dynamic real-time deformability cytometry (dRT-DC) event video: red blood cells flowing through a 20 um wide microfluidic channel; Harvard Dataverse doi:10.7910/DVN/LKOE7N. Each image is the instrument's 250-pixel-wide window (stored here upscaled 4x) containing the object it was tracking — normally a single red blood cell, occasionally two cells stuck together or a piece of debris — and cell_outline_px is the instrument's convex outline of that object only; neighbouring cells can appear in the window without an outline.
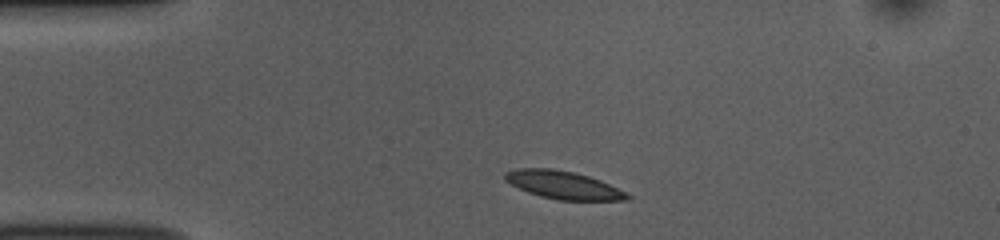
{"species": "common noctule bat (a hibernating species)", "species_latin": "Nyctalus noctula", "temperature_condition": "room temperature", "stored_images_in_passage": 42, "camera_frame_rate_fps": 3000, "um_per_image_px": 0.085, "animal": {"sex": "female", "body_mass_g": 10.0, "forearm_length_mm": 53.1}, "frame": {"image": 1, "passage_image": 1, "time_ms": 0.0, "image_size_px": [1000, 240], "cell_outline_px": [[632, 200], [560, 200], [540, 196], [528, 192], [504, 180], [504, 172], [516, 168], [552, 168], [572, 172], [588, 176], [600, 180], [632, 196]], "centroid_in_image_um": [47.86, 15.72], "position_along_channel_um": 37.1, "area_um2": 19.71}}
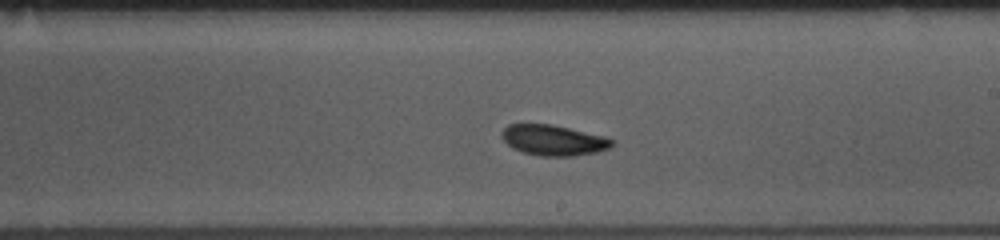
{"frame": {"image": 2, "passage_image": 20, "time_ms": 6.333, "image_size_px": [1000, 240], "cell_outline_px": [[616, 144], [608, 148], [596, 152], [572, 156], [540, 156], [524, 152], [512, 148], [500, 136], [500, 132], [508, 124], [552, 124], [604, 136], [616, 140]], "centroid_in_image_um": [47.05, 11.91], "position_along_channel_um": 242.0, "area_um2": 19.71}}
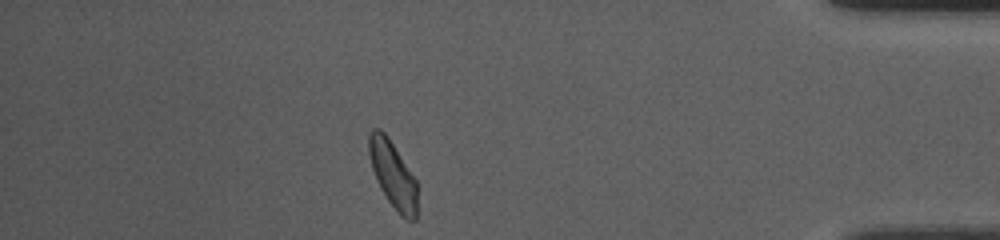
{"frame": {"image": 3, "passage_image": 36, "time_ms": 11.667, "image_size_px": [1000, 240], "cell_outline_px": [[416, 220], [408, 220], [400, 216], [388, 200], [380, 188], [376, 180], [372, 168], [368, 152], [368, 132], [372, 128], [380, 128], [388, 136], [416, 180]], "centroid_in_image_um": [33.36, 14.8], "position_along_channel_um": 401.8, "area_um2": 18.79}, "authors_computed_cell_mechanics": {"area_um2": 19.3919, "velocity_mm_per_s": 3.7599, "shape_relaxation_time_tau1_ms": 4.9185, "shape_relaxation_time_tau2_ms": 2.381, "deformation_change_tau1": 0.1079, "deformation_change_tau2": 0.0658}}